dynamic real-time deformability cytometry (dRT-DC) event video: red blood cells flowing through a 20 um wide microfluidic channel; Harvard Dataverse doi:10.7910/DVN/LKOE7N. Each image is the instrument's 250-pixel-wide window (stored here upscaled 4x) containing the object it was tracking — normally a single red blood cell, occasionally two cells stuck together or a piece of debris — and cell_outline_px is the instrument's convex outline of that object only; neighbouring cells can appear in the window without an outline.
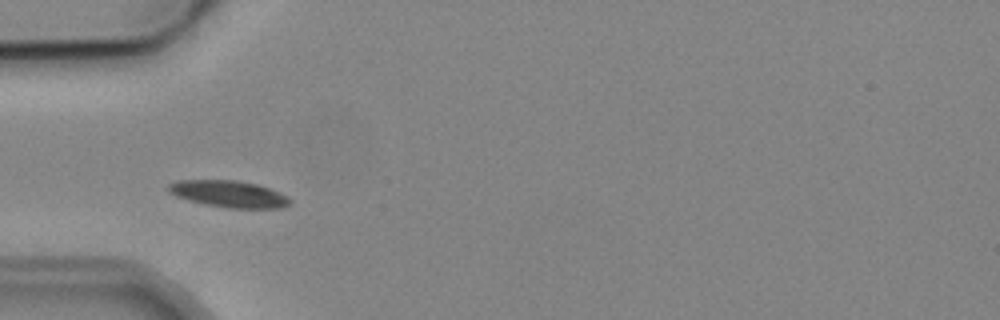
{"species": "common noctule bat (a hibernating species)", "species_latin": "Nyctalus noctula", "temperature_condition": "cold", "stored_images_in_passage": 4, "camera_frame_rate_fps": 3000, "um_per_image_px": 0.085, "animal": {"sex": "male", "body_mass_g": 19.2, "forearm_length_mm": 51.8}, "frame": {"image": 1, "passage_image": 3, "time_ms": 2.333, "image_size_px": [1000, 320], "cell_outline_px": [[292, 204], [280, 208], [228, 208], [204, 204], [188, 200], [176, 196], [168, 192], [168, 184], [176, 180], [236, 180], [256, 184], [280, 192], [288, 196], [292, 200]], "centroid_in_image_um": [19.46, 16.49], "position_along_channel_um": 65.5, "area_um2": 19.07}}